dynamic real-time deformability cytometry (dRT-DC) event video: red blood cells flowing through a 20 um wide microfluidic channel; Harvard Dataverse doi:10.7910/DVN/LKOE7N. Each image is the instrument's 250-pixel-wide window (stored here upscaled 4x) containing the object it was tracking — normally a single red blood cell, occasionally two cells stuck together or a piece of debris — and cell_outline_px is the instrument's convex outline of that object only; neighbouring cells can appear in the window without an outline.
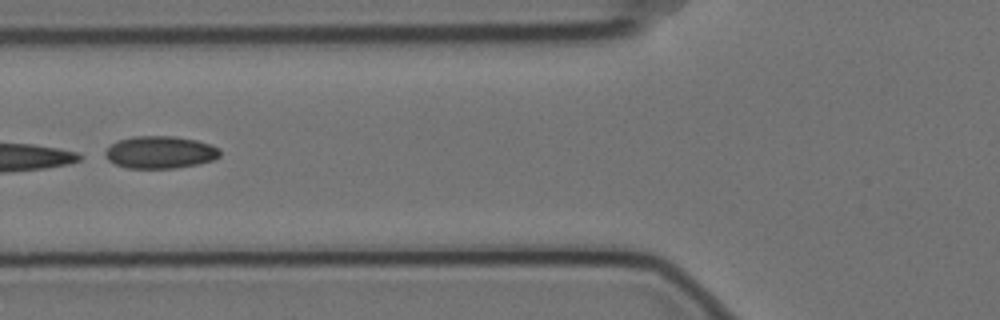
{"species": "Egyptian fruit bat (a non-hibernating species)", "species_latin": "Rousettus aegyptiacus", "temperature_condition": "cold", "stored_images_in_passage": 8, "camera_frame_rate_fps": 3000, "um_per_image_px": 0.085, "animal": {"sex": "female"}, "frame": {"image": 1, "passage_image": 7, "time_ms": 2.0, "image_size_px": [1000, 320], "cell_outline_px": [[220, 156], [216, 160], [176, 168], [128, 168], [116, 164], [108, 160], [104, 152], [112, 144], [120, 140], [132, 136], [176, 136], [196, 140], [220, 148]], "centroid_in_image_um": [13.64, 12.94], "position_along_channel_um": 112.2, "area_um2": 21.62}}